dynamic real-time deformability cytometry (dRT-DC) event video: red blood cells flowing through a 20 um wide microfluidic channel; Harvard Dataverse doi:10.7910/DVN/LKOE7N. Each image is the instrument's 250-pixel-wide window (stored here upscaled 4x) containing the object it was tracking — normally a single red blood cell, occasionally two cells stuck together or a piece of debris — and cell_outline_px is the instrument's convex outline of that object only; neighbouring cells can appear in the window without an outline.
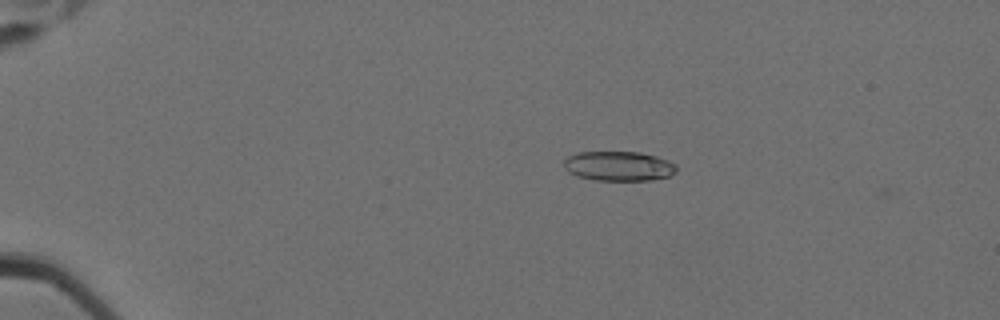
{"species": "Egyptian fruit bat (a non-hibernating species)", "species_latin": "Rousettus aegyptiacus", "temperature_condition": "cold", "stored_images_in_passage": 48, "camera_frame_rate_fps": 3000, "um_per_image_px": 0.085, "animal": {"sex": "female"}, "frame": {"image": 1, "passage_image": 1, "time_ms": 0.0, "image_size_px": [1000, 320], "cell_outline_px": [[676, 172], [668, 176], [652, 180], [596, 180], [576, 176], [568, 172], [564, 168], [564, 160], [568, 156], [576, 152], [640, 152], [656, 156], [668, 160], [676, 164]], "centroid_in_image_um": [52.57, 14.11], "position_along_channel_um": 32.4, "area_um2": 19.54}}
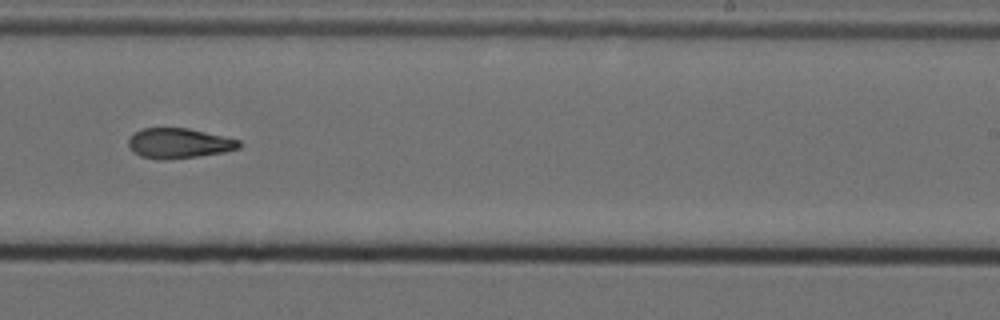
{"frame": {"image": 2, "passage_image": 28, "time_ms": 9.0, "image_size_px": [1000, 320], "cell_outline_px": [[240, 148], [224, 152], [200, 156], [164, 160], [156, 160], [140, 156], [132, 152], [128, 144], [128, 140], [140, 128], [188, 128], [240, 140]], "centroid_in_image_um": [15.18, 12.19], "position_along_channel_um": 273.8, "area_um2": 19.48}}
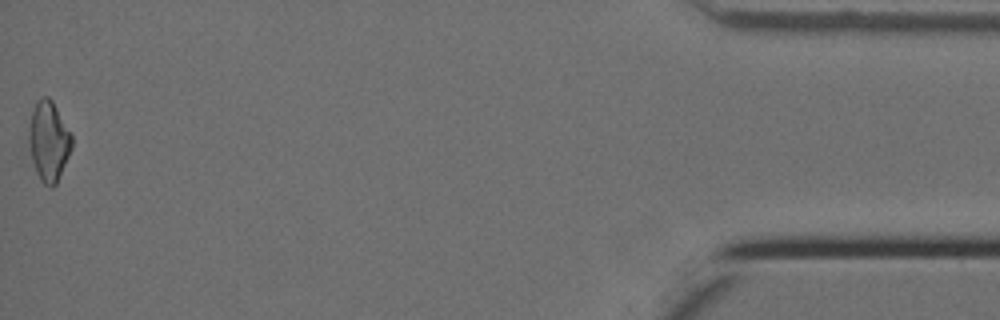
{"frame": {"image": 3, "passage_image": 48, "time_ms": 15.667, "image_size_px": [1000, 320], "cell_outline_px": [[72, 148], [56, 184], [52, 188], [44, 184], [40, 180], [36, 172], [32, 160], [28, 140], [28, 132], [32, 112], [36, 100], [40, 96], [48, 96], [52, 100], [72, 136]], "centroid_in_image_um": [4.13, 11.99], "position_along_channel_um": 431.1, "area_um2": 19.94}, "authors_computed_cell_mechanics": {"area_um2": 19.8254, "velocity_mm_per_s": 3.518, "shape_relaxation_time_tau1_ms": null, "shape_relaxation_time_tau2_ms": 4.6671, "deformation_change_tau1": null, "deformation_change_tau2": 0.1223}}